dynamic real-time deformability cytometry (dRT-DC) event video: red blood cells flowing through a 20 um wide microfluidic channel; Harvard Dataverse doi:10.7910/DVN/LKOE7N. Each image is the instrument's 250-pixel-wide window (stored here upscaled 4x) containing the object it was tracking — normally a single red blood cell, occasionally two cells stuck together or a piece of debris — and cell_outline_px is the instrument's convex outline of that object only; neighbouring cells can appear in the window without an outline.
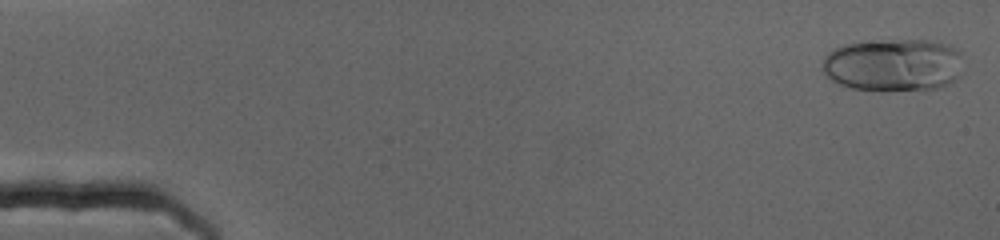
{"species": "human", "species_latin": "Homo sapiens", "temperature_condition": "cold", "stored_images_in_passage": 60, "camera_frame_rate_fps": 3000, "um_per_image_px": 0.085, "donor": {"sex": "female"}, "frame": {"image": 1, "passage_image": 2, "time_ms": 0.333, "image_size_px": [1000, 240], "cell_outline_px": [[960, 52], [956, 76], [948, 84], [936, 88], [880, 92], [852, 88], [840, 84], [824, 76], [820, 64], [824, 56], [828, 52], [844, 44], [880, 40], [928, 40], [948, 44], [956, 48]], "centroid_in_image_um": [75.83, 5.53], "position_along_channel_um": 9.2, "area_um2": 43.47}}
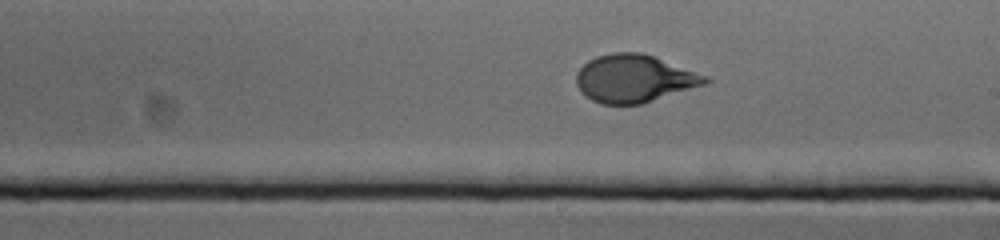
{"frame": {"image": 2, "passage_image": 41, "time_ms": 13.333, "image_size_px": [1000, 240], "cell_outline_px": [[712, 80], [704, 84], [640, 104], [600, 104], [584, 96], [580, 92], [576, 84], [576, 72], [588, 60], [596, 56], [612, 52], [640, 52], [652, 56], [708, 76]], "centroid_in_image_um": [53.85, 6.67], "position_along_channel_um": 235.2, "area_um2": 35.6}}
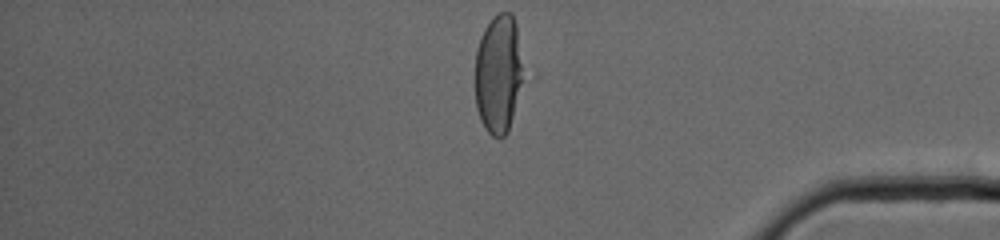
{"frame": {"image": 3, "passage_image": 60, "time_ms": 19.667, "image_size_px": [1000, 240], "cell_outline_px": [[520, 80], [512, 116], [508, 132], [504, 136], [492, 136], [484, 128], [480, 120], [476, 108], [476, 48], [480, 36], [484, 28], [492, 16], [500, 12], [512, 12], [516, 24], [520, 64]], "centroid_in_image_um": [42.3, 6.24], "position_along_channel_um": 392.9, "area_um2": 32.37}}